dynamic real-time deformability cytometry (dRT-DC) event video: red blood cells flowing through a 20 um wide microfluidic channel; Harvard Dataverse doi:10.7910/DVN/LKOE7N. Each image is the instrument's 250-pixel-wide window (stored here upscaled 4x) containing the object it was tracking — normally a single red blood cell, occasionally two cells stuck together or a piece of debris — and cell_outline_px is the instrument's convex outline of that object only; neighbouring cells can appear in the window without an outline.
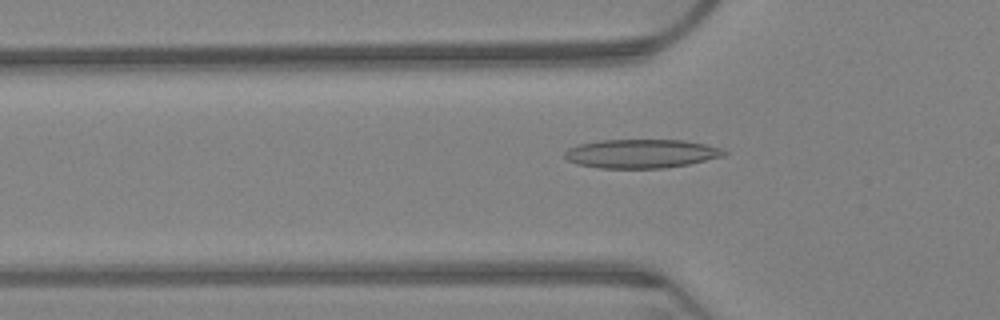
{"species": "Egyptian fruit bat (a non-hibernating species)", "species_latin": "Rousettus aegyptiacus", "temperature_condition": "warm", "stored_images_in_passage": 64, "camera_frame_rate_fps": 3000, "um_per_image_px": 0.085, "animal": {"sex": "female"}, "frame": {"image": 1, "passage_image": 21, "time_ms": 6.667, "image_size_px": [1000, 320], "cell_outline_px": [[728, 152], [724, 156], [688, 164], [664, 168], [600, 168], [576, 164], [568, 160], [564, 156], [564, 152], [568, 148], [580, 144], [600, 140], [684, 140], [704, 144], [720, 148]], "centroid_in_image_um": [54.49, 13.06], "position_along_channel_um": 71.3, "area_um2": 26.7}}
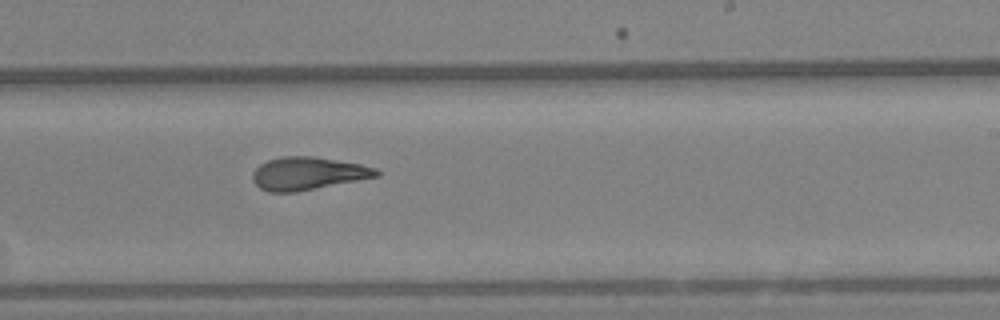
{"frame": {"image": 2, "passage_image": 39, "time_ms": 12.667, "image_size_px": [1000, 320], "cell_outline_px": [[380, 176], [296, 192], [268, 192], [260, 188], [252, 180], [252, 172], [260, 164], [268, 160], [284, 156], [312, 156], [360, 164], [376, 168], [380, 172]], "centroid_in_image_um": [26.16, 14.75], "position_along_channel_um": 262.8, "area_um2": 23.64}}
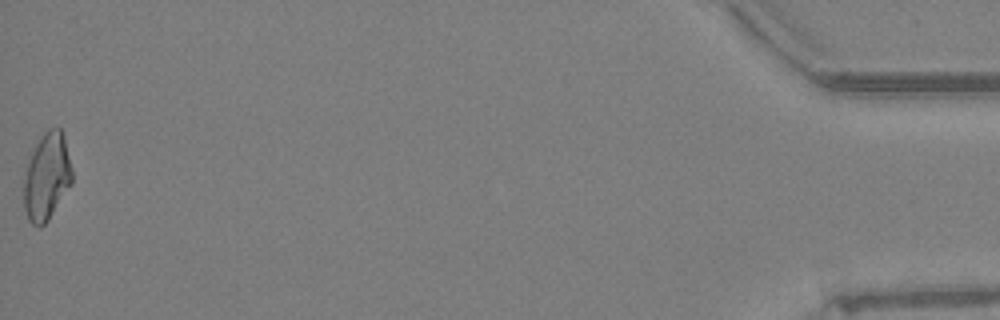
{"frame": {"image": 3, "passage_image": 64, "time_ms": 21.0, "image_size_px": [1000, 320], "cell_outline_px": [[72, 184], [48, 220], [40, 228], [32, 224], [28, 220], [24, 208], [24, 172], [28, 160], [40, 136], [48, 128], [60, 128], [64, 136], [72, 168]], "centroid_in_image_um": [3.97, 15.02], "position_along_channel_um": 431.2, "area_um2": 24.68}, "authors_computed_cell_mechanics": {"area_um2": 23.987, "velocity_mm_per_s": 3.196, "shape_relaxation_time_tau1_ms": null, "shape_relaxation_time_tau2_ms": 3.1565, "deformation_change_tau1": null, "deformation_change_tau2": 0.1104}}